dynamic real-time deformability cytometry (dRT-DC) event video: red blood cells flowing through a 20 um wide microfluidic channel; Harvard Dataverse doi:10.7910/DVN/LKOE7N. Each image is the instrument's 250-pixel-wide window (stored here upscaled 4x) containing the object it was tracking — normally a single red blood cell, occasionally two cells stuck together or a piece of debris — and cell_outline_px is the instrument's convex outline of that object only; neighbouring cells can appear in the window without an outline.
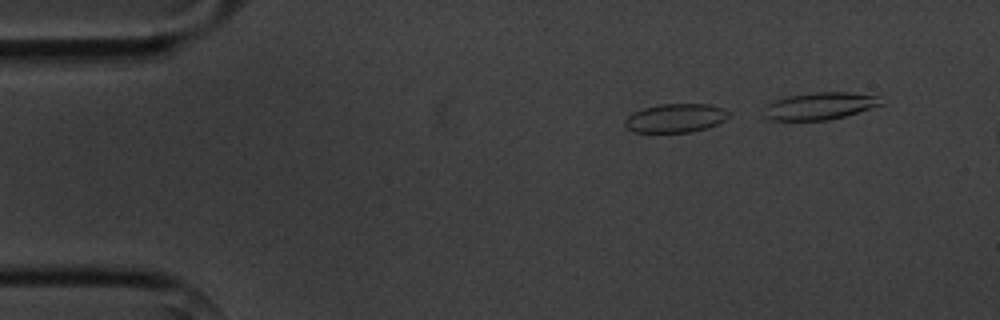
{"species": "common noctule bat (a hibernating species)", "species_latin": "Nyctalus noctula", "temperature_condition": "cold", "stored_images_in_passage": 5, "camera_frame_rate_fps": 3000, "um_per_image_px": 0.085, "animal": {"sex": "male", "body_mass_g": 20.1, "forearm_length_mm": 53.5}, "frame": {"image": 1, "passage_image": 1, "time_ms": 0.0, "image_size_px": [1000, 320], "cell_outline_px": [[728, 116], [724, 120], [708, 128], [692, 132], [632, 132], [624, 128], [624, 120], [632, 112], [644, 108], [660, 104], [712, 104], [724, 108], [728, 112]], "centroid_in_image_um": [57.39, 10.04], "position_along_channel_um": 27.6, "area_um2": 17.57}}
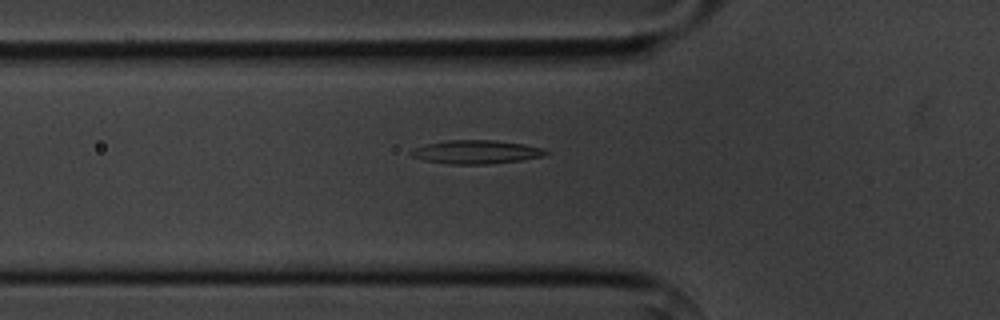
{"frame": {"image": 2, "passage_image": 5, "time_ms": 4.667, "image_size_px": [1000, 320], "cell_outline_px": [[548, 152], [544, 156], [520, 160], [488, 164], [448, 164], [424, 160], [412, 156], [408, 152], [416, 148], [428, 144], [448, 140], [496, 140], [524, 144], [544, 148]], "centroid_in_image_um": [40.5, 12.92], "position_along_channel_um": 85.3, "area_um2": 18.38}}